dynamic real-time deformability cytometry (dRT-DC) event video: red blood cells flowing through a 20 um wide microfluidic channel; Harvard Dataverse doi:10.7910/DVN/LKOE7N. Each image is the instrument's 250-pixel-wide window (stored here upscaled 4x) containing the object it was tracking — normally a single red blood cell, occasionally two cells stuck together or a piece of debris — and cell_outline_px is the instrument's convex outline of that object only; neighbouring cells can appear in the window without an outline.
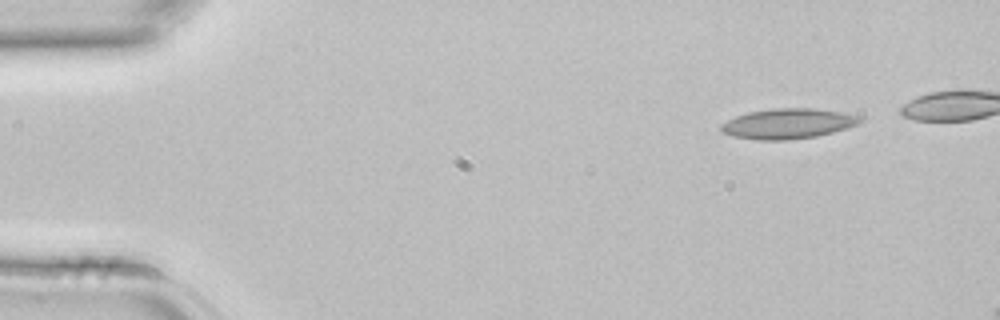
{"species": "common noctule bat (a hibernating species)", "species_latin": "Nyctalus noctula", "temperature_condition": "room temperature", "stored_images_in_passage": 4, "segment_of_instrument_passage": [2, 2], "camera_frame_rate_fps": 3000, "um_per_image_px": 0.085, "animal": {"sex": "female", "body_mass_g": 22.7, "forearm_length_mm": 54.2}, "frame": {"image": 1, "passage_image": 4, "time_ms": 1.0, "image_size_px": [1000, 320], "cell_outline_px": [[864, 120], [860, 124], [832, 132], [816, 136], [788, 140], [756, 140], [732, 136], [724, 132], [720, 128], [720, 124], [736, 116], [748, 112], [772, 108], [816, 108], [864, 116]], "centroid_in_image_um": [67.02, 10.5], "position_along_channel_um": 18.0, "area_um2": 24.62}}